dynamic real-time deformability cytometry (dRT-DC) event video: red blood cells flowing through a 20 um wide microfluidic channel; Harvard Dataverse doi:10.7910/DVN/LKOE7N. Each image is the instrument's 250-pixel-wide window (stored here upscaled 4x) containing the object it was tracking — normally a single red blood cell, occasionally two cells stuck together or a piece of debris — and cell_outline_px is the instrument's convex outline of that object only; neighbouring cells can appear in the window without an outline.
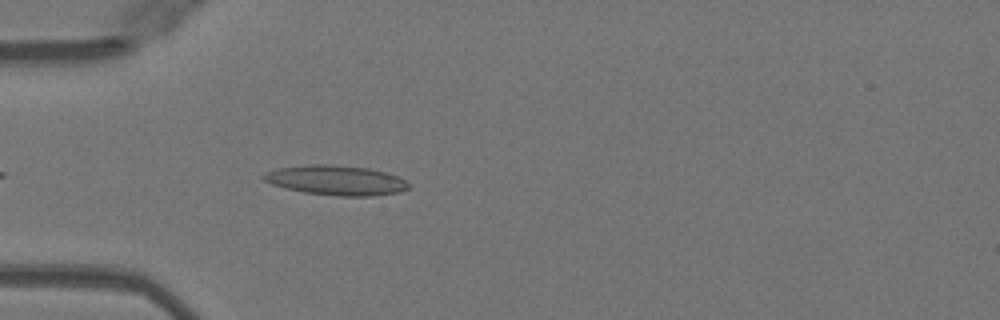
{"species": "Egyptian fruit bat (a non-hibernating species)", "species_latin": "Rousettus aegyptiacus", "temperature_condition": "warm", "stored_images_in_passage": 38, "camera_frame_rate_fps": 3000, "um_per_image_px": 0.085, "animal": {"sex": "female"}, "frame": {"image": 1, "passage_image": 5, "time_ms": 1.333, "image_size_px": [1000, 320], "cell_outline_px": [[408, 188], [400, 192], [372, 196], [336, 196], [304, 192], [284, 188], [272, 184], [264, 180], [260, 176], [264, 172], [276, 168], [312, 164], [324, 164], [368, 168], [400, 176], [408, 180]], "centroid_in_image_um": [28.55, 15.32], "position_along_channel_um": 56.4, "area_um2": 25.32}}
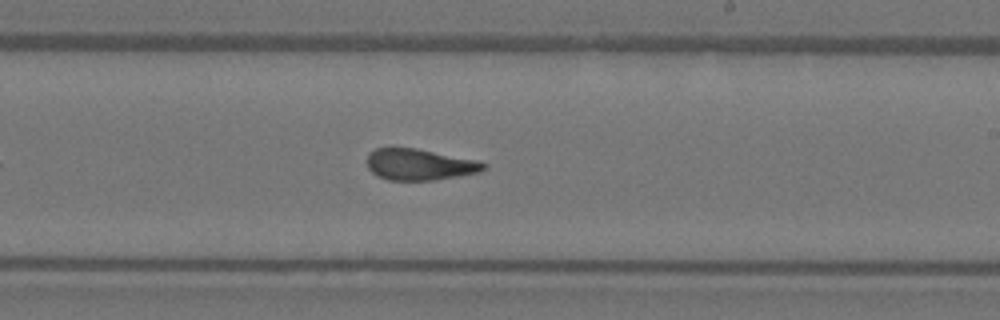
{"frame": {"image": 2, "passage_image": 20, "time_ms": 6.333, "image_size_px": [1000, 320], "cell_outline_px": [[488, 168], [480, 172], [432, 180], [388, 180], [376, 176], [368, 168], [368, 152], [376, 148], [416, 148], [480, 160], [488, 164]], "centroid_in_image_um": [35.7, 13.98], "position_along_channel_um": 253.3, "area_um2": 21.44}}
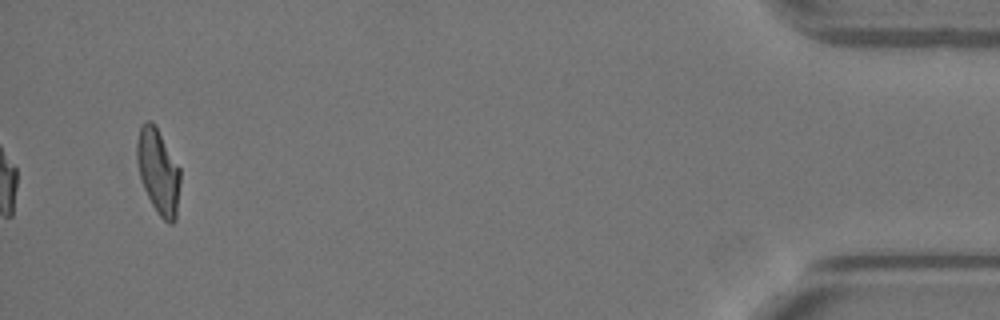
{"frame": {"image": 3, "passage_image": 38, "time_ms": 12.333, "image_size_px": [1000, 320], "cell_outline_px": [[180, 184], [176, 220], [172, 224], [168, 224], [156, 212], [140, 180], [136, 160], [136, 144], [140, 128], [148, 120], [152, 120], [156, 124], [180, 168]], "centroid_in_image_um": [13.46, 14.57], "position_along_channel_um": 421.7, "area_um2": 21.79}, "authors_computed_cell_mechanics": {"area_um2": 21.964, "velocity_mm_per_s": 4.0732, "shape_relaxation_time_tau1_ms": null, "shape_relaxation_time_tau2_ms": 1.7096, "deformation_change_tau1": null, "deformation_change_tau2": 0.1125}}